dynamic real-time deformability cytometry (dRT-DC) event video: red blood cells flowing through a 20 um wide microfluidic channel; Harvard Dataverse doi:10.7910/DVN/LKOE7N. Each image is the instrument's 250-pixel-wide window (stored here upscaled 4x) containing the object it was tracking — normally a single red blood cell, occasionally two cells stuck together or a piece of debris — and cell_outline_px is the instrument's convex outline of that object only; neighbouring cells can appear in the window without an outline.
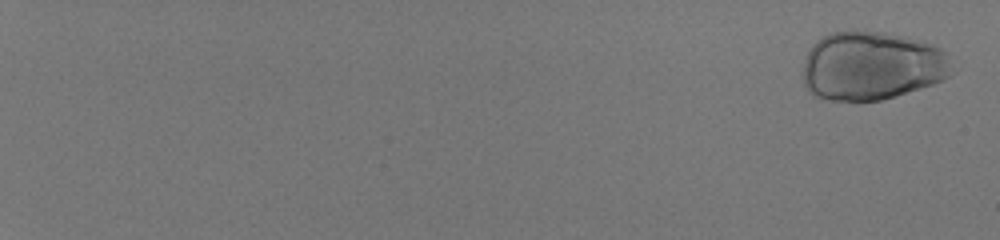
{"species": "human", "species_latin": "Homo sapiens", "temperature_condition": "room temperature", "stored_images_in_passage": 56, "camera_frame_rate_fps": 3000, "um_per_image_px": 0.085, "donor": {"sex": "male"}, "frame": {"image": 1, "passage_image": 2, "time_ms": 0.333, "image_size_px": [1000, 240], "cell_outline_px": [[948, 76], [944, 80], [896, 96], [880, 100], [828, 100], [812, 96], [808, 92], [804, 84], [804, 60], [812, 44], [816, 40], [832, 32], [864, 28], [908, 36], [932, 44], [948, 52]], "centroid_in_image_um": [74.06, 5.56], "position_along_channel_um": 10.9, "area_um2": 60.29}}
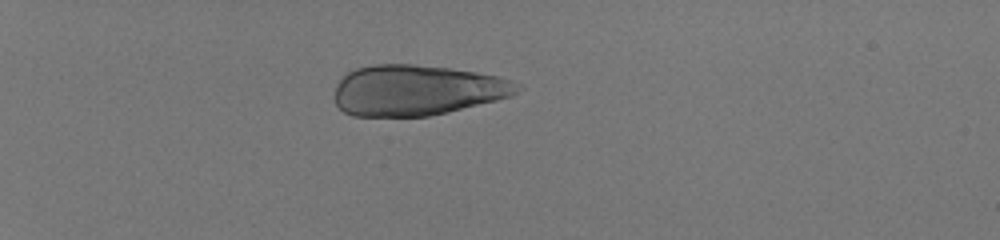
{"frame": {"image": 2, "passage_image": 20, "time_ms": 6.333, "image_size_px": [1000, 240], "cell_outline_px": [[524, 88], [512, 96], [448, 112], [428, 116], [352, 116], [344, 112], [336, 104], [336, 84], [348, 72], [356, 68], [376, 64], [412, 64], [448, 68], [476, 72], [496, 76], [524, 84]], "centroid_in_image_um": [35.47, 7.67], "position_along_channel_um": 49.5, "area_um2": 53.87}}